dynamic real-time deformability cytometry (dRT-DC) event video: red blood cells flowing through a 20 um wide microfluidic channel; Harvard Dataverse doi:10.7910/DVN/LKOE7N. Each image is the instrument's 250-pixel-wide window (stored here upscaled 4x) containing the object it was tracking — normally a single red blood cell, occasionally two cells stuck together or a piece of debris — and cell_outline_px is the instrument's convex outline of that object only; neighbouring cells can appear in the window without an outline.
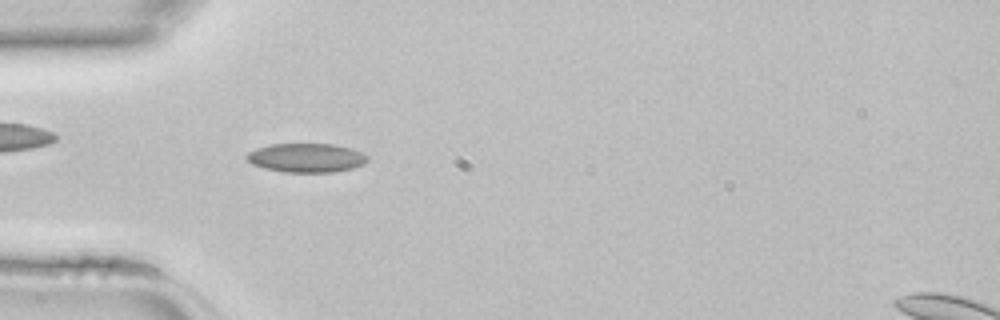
{"species": "common noctule bat (a hibernating species)", "species_latin": "Nyctalus noctula", "temperature_condition": "room temperature", "stored_images_in_passage": 44, "camera_frame_rate_fps": 3000, "um_per_image_px": 0.085, "animal": {"sex": "female", "body_mass_g": 22.7, "forearm_length_mm": 54.2}, "frame": {"image": 1, "passage_image": 13, "time_ms": 4.0, "image_size_px": [1000, 320], "cell_outline_px": [[368, 160], [364, 164], [352, 168], [332, 172], [284, 172], [264, 168], [252, 164], [244, 156], [248, 152], [256, 148], [272, 144], [332, 144], [352, 148], [368, 156]], "centroid_in_image_um": [26.03, 13.41], "position_along_channel_um": 59.0, "area_um2": 20.4}}